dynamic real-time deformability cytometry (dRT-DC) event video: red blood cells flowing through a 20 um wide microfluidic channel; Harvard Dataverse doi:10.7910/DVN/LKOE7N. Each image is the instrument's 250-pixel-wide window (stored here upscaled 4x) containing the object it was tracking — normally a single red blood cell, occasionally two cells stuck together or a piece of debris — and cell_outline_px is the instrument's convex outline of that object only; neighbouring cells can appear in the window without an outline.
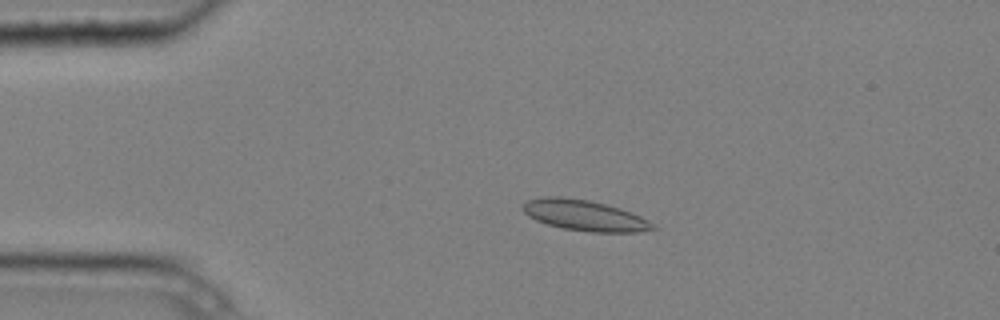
{"species": "common noctule bat (a hibernating species)", "species_latin": "Nyctalus noctula", "temperature_condition": "cold", "stored_images_in_passage": 5, "camera_frame_rate_fps": 3000, "um_per_image_px": 0.085, "animal": {"sex": "male", "body_mass_g": 20.4}, "frame": {"image": 1, "passage_image": 4, "time_ms": 1.0, "image_size_px": [1000, 320], "cell_outline_px": [[660, 228], [640, 232], [588, 232], [564, 228], [548, 224], [536, 220], [528, 216], [524, 212], [524, 204], [528, 200], [544, 196], [560, 196], [588, 200], [620, 208], [632, 212], [648, 220]], "centroid_in_image_um": [49.73, 18.31], "position_along_channel_um": 35.3, "area_um2": 23.24}}